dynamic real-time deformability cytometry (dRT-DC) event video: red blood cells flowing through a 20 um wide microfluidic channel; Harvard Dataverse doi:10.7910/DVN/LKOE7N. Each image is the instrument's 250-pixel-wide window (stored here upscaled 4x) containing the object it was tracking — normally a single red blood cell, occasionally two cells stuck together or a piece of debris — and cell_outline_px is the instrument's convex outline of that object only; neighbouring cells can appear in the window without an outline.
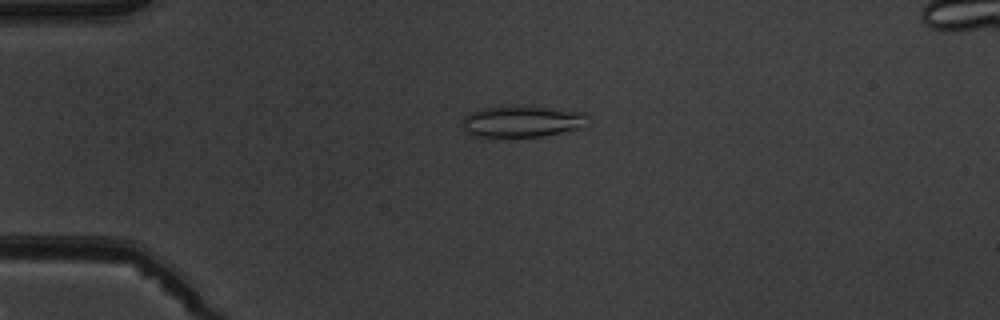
{"species": "common noctule bat (a hibernating species)", "species_latin": "Nyctalus noctula", "temperature_condition": "warm", "stored_images_in_passage": 4, "camera_frame_rate_fps": 3000, "um_per_image_px": 0.085, "animal": {"sex": "male", "body_mass_g": 19.5, "forearm_length_mm": 54.6}, "frame": {"image": 1, "passage_image": 3, "time_ms": 3.333, "image_size_px": [1000, 320], "cell_outline_px": [[588, 128], [540, 136], [476, 136], [464, 132], [460, 124], [464, 116], [468, 112], [480, 108], [544, 108], [584, 112], [588, 116]], "centroid_in_image_um": [44.39, 10.35], "position_along_channel_um": 40.6, "area_um2": 22.66}}